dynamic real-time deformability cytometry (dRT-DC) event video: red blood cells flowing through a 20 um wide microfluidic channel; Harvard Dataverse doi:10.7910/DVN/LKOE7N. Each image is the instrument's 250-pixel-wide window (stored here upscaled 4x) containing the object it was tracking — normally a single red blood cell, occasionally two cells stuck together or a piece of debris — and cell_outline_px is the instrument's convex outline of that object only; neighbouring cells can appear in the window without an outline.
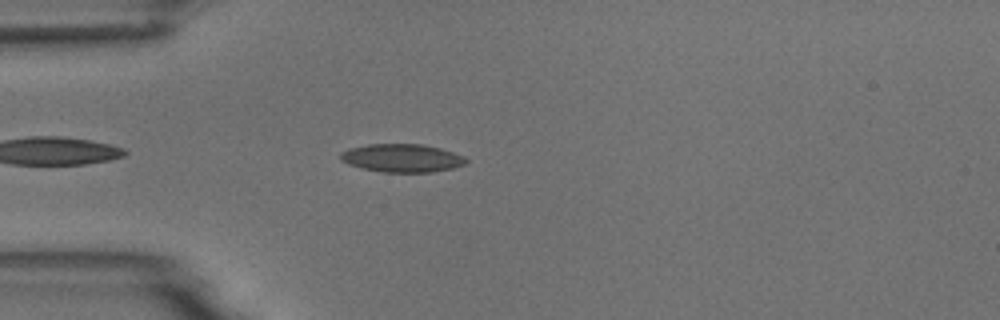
{"species": "common noctule bat (a hibernating species)", "species_latin": "Nyctalus noctula", "temperature_condition": "room temperature", "stored_images_in_passage": 4, "camera_frame_rate_fps": 3000, "um_per_image_px": 0.085, "animal": {"sex": "male", "body_mass_g": 18.8}, "frame": {"image": 1, "passage_image": 4, "time_ms": 4.0, "image_size_px": [1000, 320], "cell_outline_px": [[468, 160], [464, 164], [452, 168], [432, 172], [384, 172], [360, 168], [348, 164], [340, 160], [340, 152], [348, 148], [368, 144], [424, 144], [440, 148], [464, 156]], "centroid_in_image_um": [34.13, 13.43], "position_along_channel_um": 50.9, "area_um2": 20.69}}